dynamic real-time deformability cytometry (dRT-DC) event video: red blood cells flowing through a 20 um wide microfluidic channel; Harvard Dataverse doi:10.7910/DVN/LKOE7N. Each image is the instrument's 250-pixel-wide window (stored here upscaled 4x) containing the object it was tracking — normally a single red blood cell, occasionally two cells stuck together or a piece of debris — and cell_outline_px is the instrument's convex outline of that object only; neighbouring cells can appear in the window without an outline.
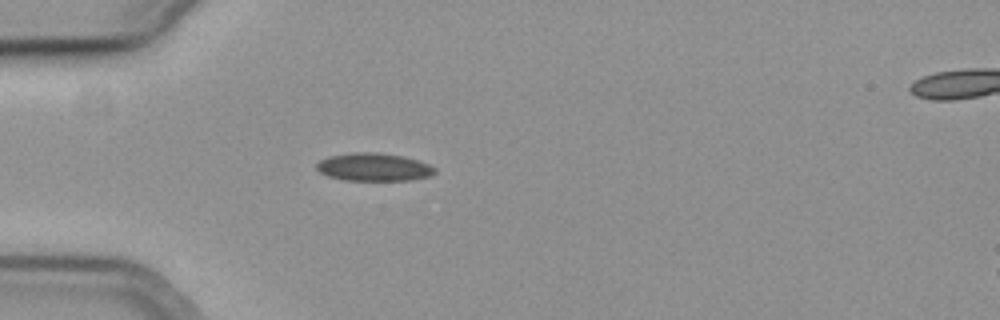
{"species": "common noctule bat (a hibernating species)", "species_latin": "Nyctalus noctula", "temperature_condition": "cold", "stored_images_in_passage": 41, "camera_frame_rate_fps": 3000, "um_per_image_px": 0.085, "animal": {"sex": "female", "body_mass_g": 19.3, "forearm_length_mm": 54.1}, "frame": {"image": 1, "passage_image": 1, "time_ms": 0.0, "image_size_px": [1000, 320], "cell_outline_px": [[436, 172], [432, 176], [412, 180], [344, 180], [328, 176], [320, 172], [316, 168], [316, 164], [320, 160], [328, 156], [348, 152], [376, 152], [404, 156], [428, 164], [436, 168]], "centroid_in_image_um": [31.77, 14.19], "position_along_channel_um": 53.2, "area_um2": 19.42}}
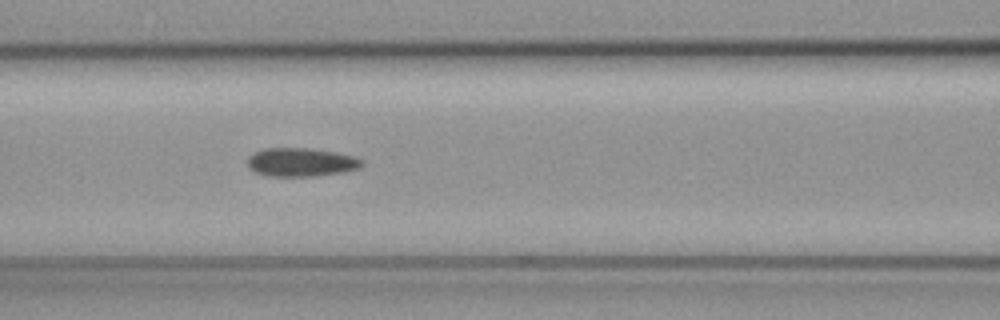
{"frame": {"image": 2, "passage_image": 9, "time_ms": 2.667, "image_size_px": [1000, 320], "cell_outline_px": [[364, 164], [360, 168], [344, 172], [312, 176], [268, 176], [256, 172], [248, 168], [248, 156], [264, 148], [312, 148], [336, 152], [356, 156], [364, 160]], "centroid_in_image_um": [25.64, 13.78], "position_along_channel_um": 141.0, "area_um2": 19.25}}
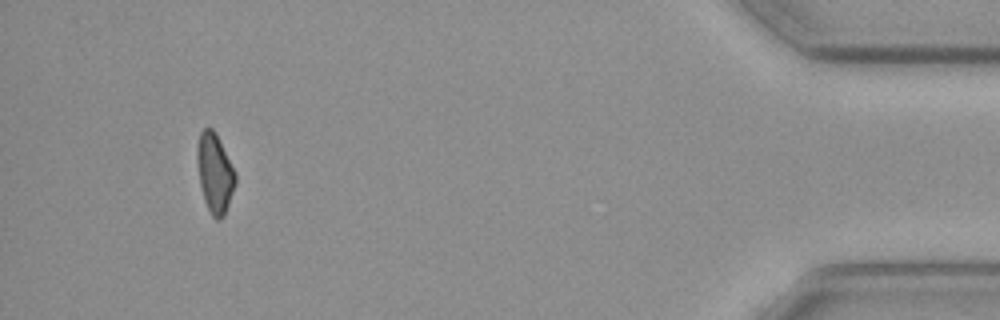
{"frame": {"image": 3, "passage_image": 37, "time_ms": 12.0, "image_size_px": [1000, 320], "cell_outline_px": [[236, 184], [224, 216], [220, 220], [216, 220], [212, 216], [204, 200], [200, 184], [196, 160], [196, 148], [200, 132], [204, 128], [212, 128], [216, 132], [236, 172]], "centroid_in_image_um": [18.26, 14.7], "position_along_channel_um": 416.9, "area_um2": 17.92}, "authors_computed_cell_mechanics": {"area_um2": 18.9006, "velocity_mm_per_s": 3.7157, "shape_relaxation_time_tau1_ms": 10.1307, "shape_relaxation_time_tau2_ms": null, "deformation_change_tau1": 0.1183, "deformation_change_tau2": null}}